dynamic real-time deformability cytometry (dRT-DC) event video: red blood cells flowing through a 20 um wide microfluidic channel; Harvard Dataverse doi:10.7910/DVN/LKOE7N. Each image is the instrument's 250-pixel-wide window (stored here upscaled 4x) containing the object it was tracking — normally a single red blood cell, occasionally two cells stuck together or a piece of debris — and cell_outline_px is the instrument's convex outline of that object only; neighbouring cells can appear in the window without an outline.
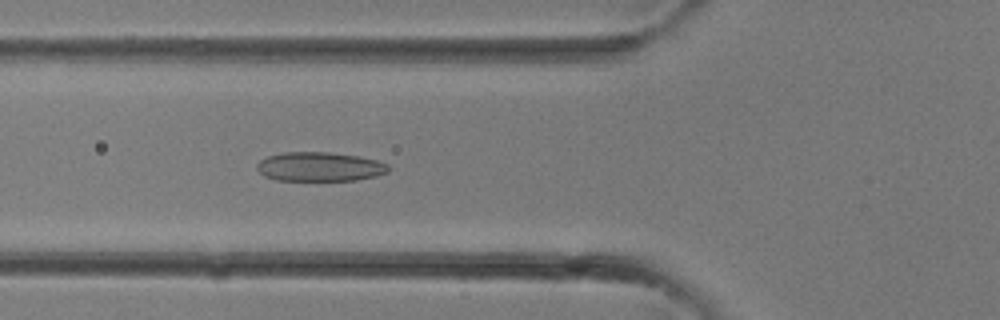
{"species": "common noctule bat (a hibernating species)", "species_latin": "Nyctalus noctula", "temperature_condition": "room temperature", "stored_images_in_passage": 13, "camera_frame_rate_fps": 3000, "um_per_image_px": 0.085, "animal": {"sex": "female"}, "frame": {"image": 1, "passage_image": 11, "time_ms": 3.333, "image_size_px": [1000, 320], "cell_outline_px": [[388, 172], [376, 176], [356, 180], [276, 180], [264, 176], [256, 168], [256, 164], [260, 160], [268, 156], [284, 152], [328, 152], [360, 156], [376, 160], [388, 164]], "centroid_in_image_um": [27.16, 14.16], "position_along_channel_um": 98.6, "area_um2": 22.37}}
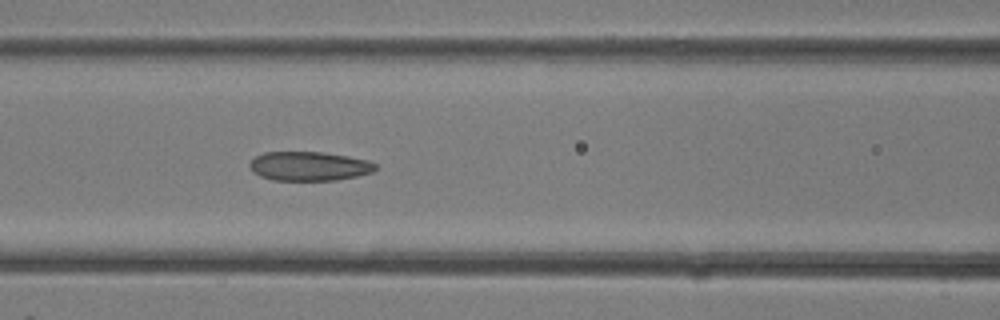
{"frame": {"image": 2, "passage_image": 13, "time_ms": 4.0, "image_size_px": [1000, 320], "cell_outline_px": [[376, 168], [372, 172], [356, 176], [336, 180], [272, 180], [260, 176], [252, 172], [248, 164], [256, 156], [264, 152], [324, 152], [348, 156], [368, 160], [376, 164]], "centroid_in_image_um": [26.25, 14.12], "position_along_channel_um": 140.3, "area_um2": 21.39}}